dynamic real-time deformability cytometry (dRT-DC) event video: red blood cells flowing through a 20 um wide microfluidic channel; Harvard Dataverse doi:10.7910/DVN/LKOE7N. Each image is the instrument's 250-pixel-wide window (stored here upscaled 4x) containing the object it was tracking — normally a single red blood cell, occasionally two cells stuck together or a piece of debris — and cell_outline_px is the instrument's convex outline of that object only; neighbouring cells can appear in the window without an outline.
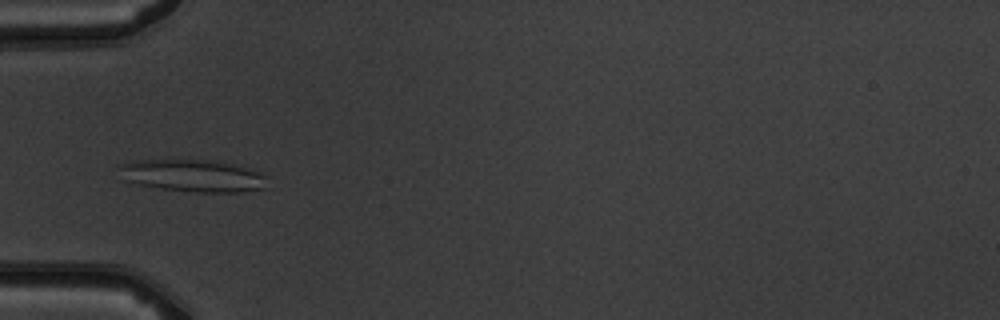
{"species": "common noctule bat (a hibernating species)", "species_latin": "Nyctalus noctula", "temperature_condition": "warm", "stored_images_in_passage": 8, "camera_frame_rate_fps": 3000, "um_per_image_px": 0.085, "animal": {"sex": "male", "body_mass_g": 19.5, "forearm_length_mm": 54.6}, "frame": {"image": 1, "passage_image": 5, "time_ms": 5.0, "image_size_px": [1000, 320], "cell_outline_px": [[268, 176], [264, 188], [240, 192], [196, 192], [160, 188], [136, 184], [124, 180], [116, 164], [132, 160], [216, 160], [260, 172]], "centroid_in_image_um": [16.34, 14.93], "position_along_channel_um": 68.7, "area_um2": 27.98}}
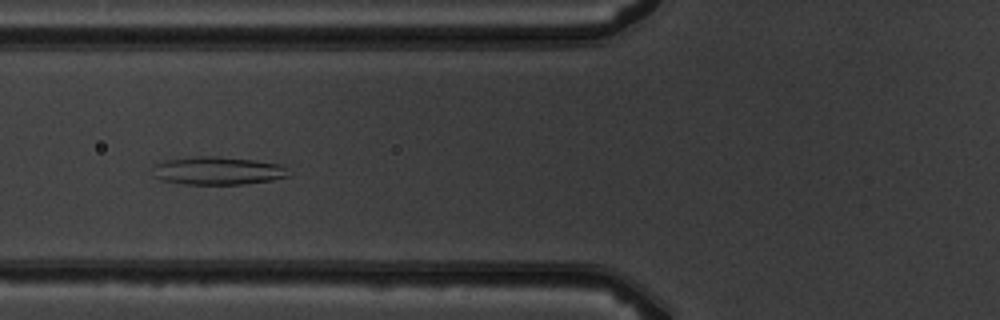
{"frame": {"image": 2, "passage_image": 6, "time_ms": 6.0, "image_size_px": [1000, 320], "cell_outline_px": [[288, 176], [272, 180], [244, 184], [184, 184], [160, 180], [152, 176], [156, 164], [164, 160], [196, 156], [216, 156], [256, 160], [280, 164], [284, 168]], "centroid_in_image_um": [18.46, 14.51], "position_along_channel_um": 107.3, "area_um2": 22.14}}
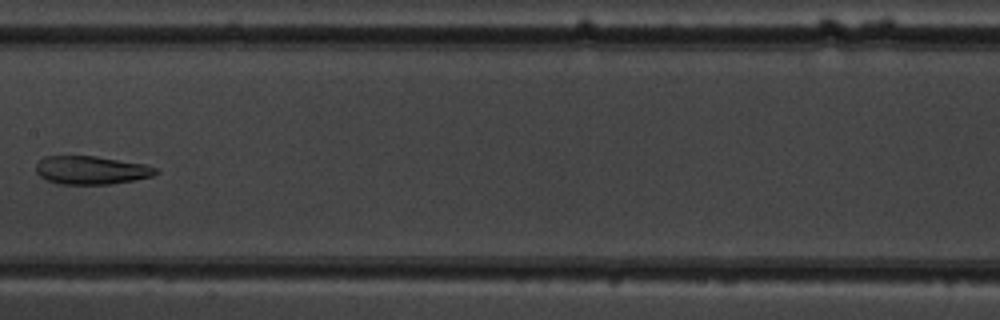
{"frame": {"image": 3, "passage_image": 8, "time_ms": 8.333, "image_size_px": [1000, 320], "cell_outline_px": [[160, 172], [152, 176], [132, 180], [108, 184], [60, 184], [48, 180], [40, 176], [36, 172], [36, 164], [44, 156], [96, 156], [144, 164], [156, 168]], "centroid_in_image_um": [7.74, 14.46], "position_along_channel_um": 199.7, "area_um2": 19.59}}